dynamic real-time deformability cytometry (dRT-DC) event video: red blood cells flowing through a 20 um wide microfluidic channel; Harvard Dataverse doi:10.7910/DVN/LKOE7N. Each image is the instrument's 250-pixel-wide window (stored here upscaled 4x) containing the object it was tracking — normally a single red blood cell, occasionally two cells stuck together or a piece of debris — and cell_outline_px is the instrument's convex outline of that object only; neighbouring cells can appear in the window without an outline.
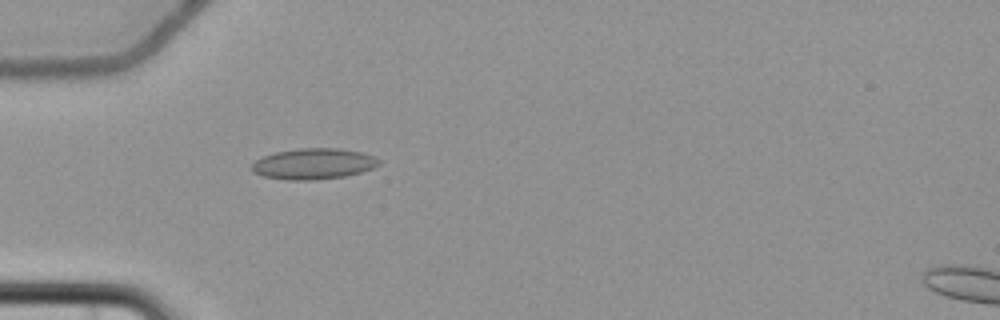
{"species": "common noctule bat (a hibernating species)", "species_latin": "Nyctalus noctula", "temperature_condition": "cold", "stored_images_in_passage": 5, "camera_frame_rate_fps": 3000, "um_per_image_px": 0.085, "animal": {"sex": "female", "body_mass_g": 22.7, "forearm_length_mm": 54.2}, "frame": {"image": 1, "passage_image": 5, "time_ms": 6.0, "image_size_px": [1000, 320], "cell_outline_px": [[380, 164], [372, 168], [360, 172], [344, 176], [316, 180], [288, 180], [264, 176], [252, 172], [252, 164], [256, 160], [264, 156], [276, 152], [300, 148], [340, 148], [360, 152], [376, 156], [380, 160]], "centroid_in_image_um": [26.67, 13.92], "position_along_channel_um": 58.3, "area_um2": 22.83}}